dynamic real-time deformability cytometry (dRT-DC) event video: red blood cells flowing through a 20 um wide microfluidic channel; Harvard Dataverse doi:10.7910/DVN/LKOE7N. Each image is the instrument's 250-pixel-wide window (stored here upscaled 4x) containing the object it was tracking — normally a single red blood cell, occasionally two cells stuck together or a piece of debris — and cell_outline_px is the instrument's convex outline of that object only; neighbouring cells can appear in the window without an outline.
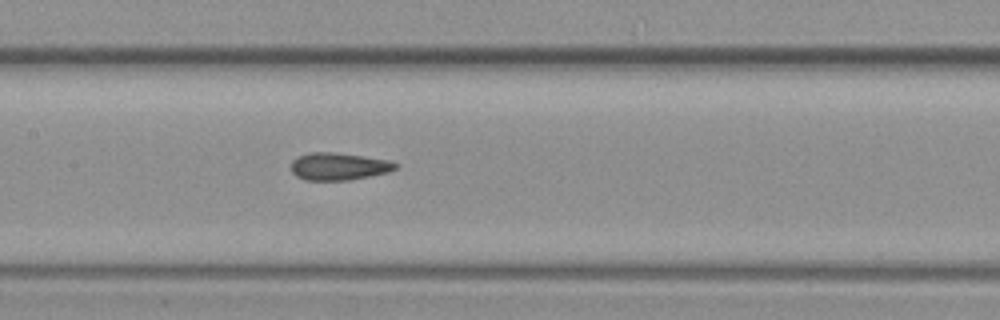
{"species": "common noctule bat (a hibernating species)", "species_latin": "Nyctalus noctula", "temperature_condition": "warm", "stored_images_in_passage": 10, "segment_of_instrument_passage": [1, 2], "camera_frame_rate_fps": 3000, "um_per_image_px": 0.085, "animal": {"sex": "female", "body_mass_g": 19.3, "forearm_length_mm": 54.1}, "frame": {"image": 1, "passage_image": 9, "time_ms": 2.667, "image_size_px": [1000, 320], "cell_outline_px": [[396, 168], [388, 172], [352, 180], [304, 180], [296, 176], [292, 172], [292, 160], [308, 152], [332, 152], [388, 160], [396, 164]], "centroid_in_image_um": [28.75, 14.15], "position_along_channel_um": 178.6, "area_um2": 16.47}}